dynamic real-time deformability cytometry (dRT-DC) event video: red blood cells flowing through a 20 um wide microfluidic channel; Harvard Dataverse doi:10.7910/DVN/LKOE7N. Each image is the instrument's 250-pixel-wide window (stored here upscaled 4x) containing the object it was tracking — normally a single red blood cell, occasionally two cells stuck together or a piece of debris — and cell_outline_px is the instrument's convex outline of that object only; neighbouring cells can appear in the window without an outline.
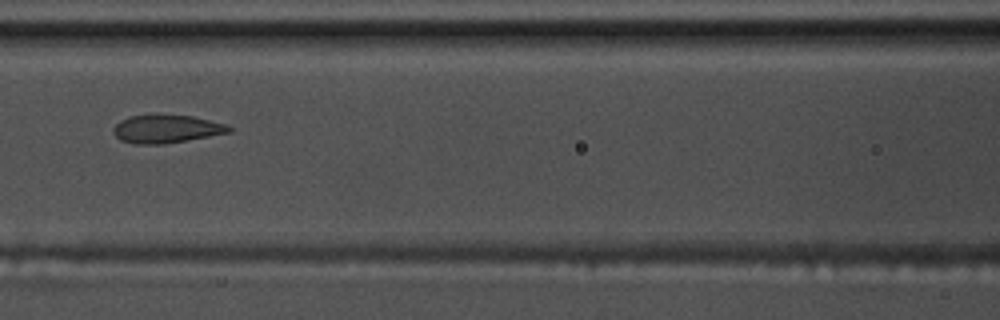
{"species": "common noctule bat (a hibernating species)", "species_latin": "Nyctalus noctula", "temperature_condition": "warm", "stored_images_in_passage": 4, "camera_frame_rate_fps": 3000, "um_per_image_px": 0.085, "animal": {"sex": "male", "body_mass_g": 17.5, "forearm_length_mm": 52.3}, "frame": {"image": 1, "passage_image": 3, "time_ms": 0.667, "image_size_px": [1000, 320], "cell_outline_px": [[232, 132], [164, 144], [132, 144], [120, 140], [112, 132], [112, 128], [120, 120], [128, 116], [152, 112], [156, 112], [192, 116], [228, 124], [232, 128]], "centroid_in_image_um": [14.1, 10.92], "position_along_channel_um": 152.5, "area_um2": 19.77}}
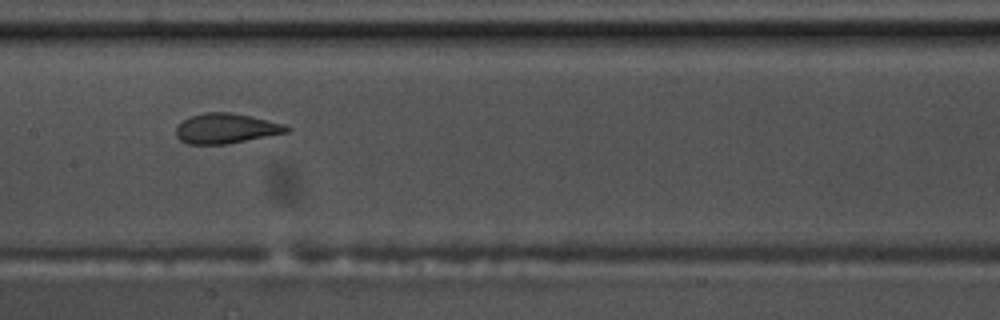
{"frame": {"image": 2, "passage_image": 4, "time_ms": 1.0, "image_size_px": [1000, 320], "cell_outline_px": [[292, 128], [288, 132], [228, 144], [188, 144], [180, 140], [176, 136], [176, 128], [184, 120], [192, 116], [204, 112], [232, 112], [284, 124]], "centroid_in_image_um": [19.22, 10.92], "position_along_channel_um": 188.2, "area_um2": 19.25}}